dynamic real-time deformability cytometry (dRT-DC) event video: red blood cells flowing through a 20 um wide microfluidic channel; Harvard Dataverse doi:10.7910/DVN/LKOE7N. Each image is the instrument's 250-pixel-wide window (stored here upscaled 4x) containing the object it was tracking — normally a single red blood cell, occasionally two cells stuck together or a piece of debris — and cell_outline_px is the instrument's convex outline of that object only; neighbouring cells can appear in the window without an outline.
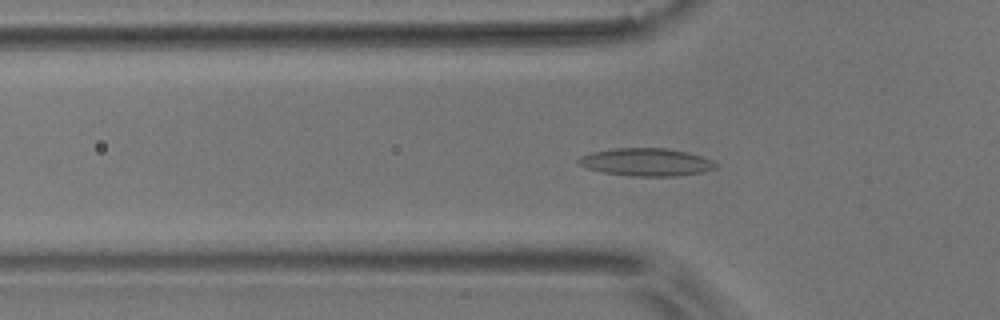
{"species": "common noctule bat (a hibernating species)", "species_latin": "Nyctalus noctula", "temperature_condition": "room temperature", "stored_images_in_passage": 55, "camera_frame_rate_fps": 3000, "um_per_image_px": 0.085, "animal": {"sex": "male", "body_mass_g": 17.9}, "frame": {"image": 1, "passage_image": 17, "time_ms": 5.333, "image_size_px": [1000, 320], "cell_outline_px": [[716, 168], [704, 172], [676, 176], [632, 176], [604, 172], [588, 168], [580, 164], [576, 160], [580, 156], [592, 152], [616, 148], [668, 148], [688, 152], [712, 160], [716, 164]], "centroid_in_image_um": [54.95, 13.77], "position_along_channel_um": 70.8, "area_um2": 22.08}}
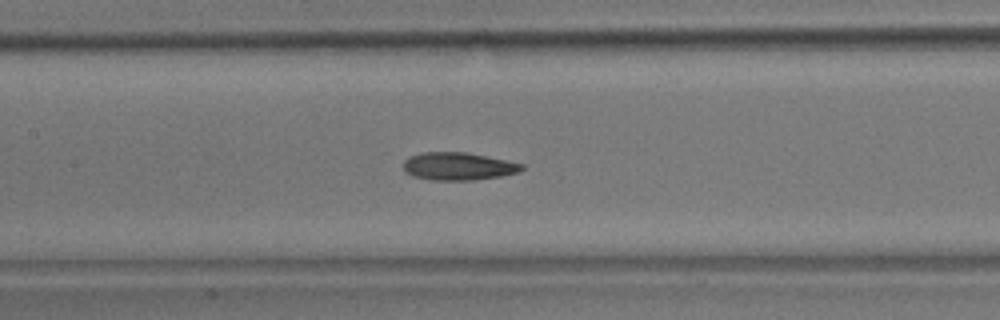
{"frame": {"image": 2, "passage_image": 25, "time_ms": 8.0, "image_size_px": [1000, 320], "cell_outline_px": [[524, 168], [520, 172], [504, 176], [472, 180], [432, 180], [412, 176], [404, 172], [404, 160], [408, 156], [420, 152], [464, 152], [524, 164]], "centroid_in_image_um": [38.93, 14.14], "position_along_channel_um": 168.5, "area_um2": 19.25}}
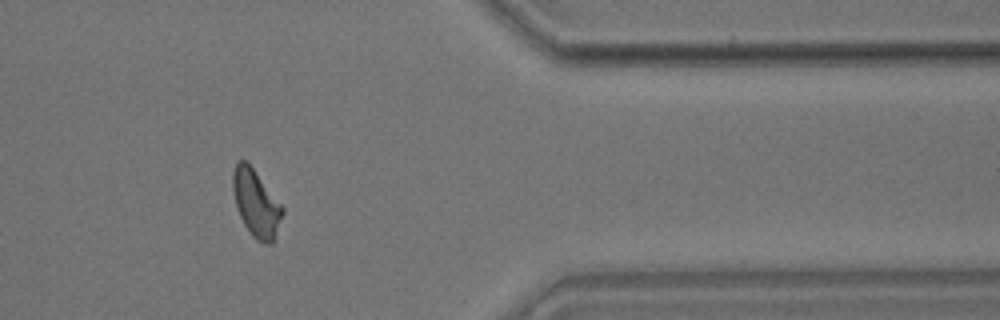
{"frame": {"image": 3, "passage_image": 45, "time_ms": 14.667, "image_size_px": [1000, 320], "cell_outline_px": [[284, 212], [272, 244], [268, 244], [256, 240], [252, 236], [244, 224], [240, 216], [236, 204], [232, 188], [232, 172], [236, 164], [240, 160], [244, 160], [252, 168], [284, 208]], "centroid_in_image_um": [21.76, 17.31], "position_along_channel_um": 389.6, "area_um2": 18.96}}